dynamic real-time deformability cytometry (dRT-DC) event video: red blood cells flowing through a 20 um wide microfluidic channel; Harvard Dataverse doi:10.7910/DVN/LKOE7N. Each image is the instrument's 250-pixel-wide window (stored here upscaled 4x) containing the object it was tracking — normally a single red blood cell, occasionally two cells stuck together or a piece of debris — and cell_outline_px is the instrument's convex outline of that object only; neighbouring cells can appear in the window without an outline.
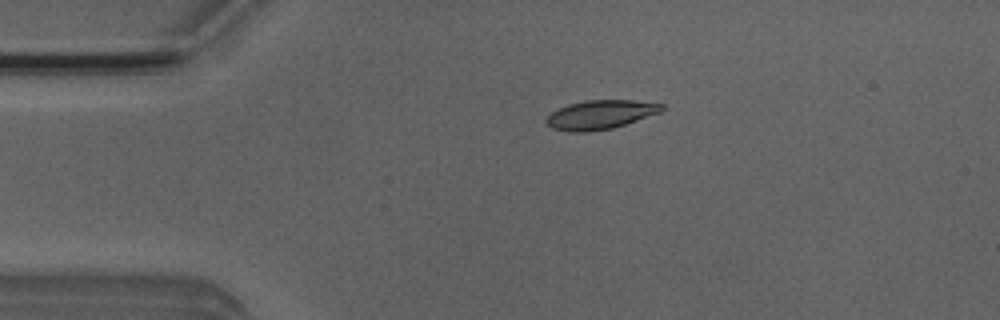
{"species": "Egyptian fruit bat (a non-hibernating species)", "species_latin": "Rousettus aegyptiacus", "temperature_condition": "room temperature", "stored_images_in_passage": 44, "camera_frame_rate_fps": 3000, "um_per_image_px": 0.085, "animal": {"sex": "male"}, "frame": {"image": 1, "passage_image": 3, "time_ms": 0.667, "image_size_px": [1000, 320], "cell_outline_px": [[664, 108], [660, 112], [612, 128], [588, 132], [572, 132], [552, 128], [544, 120], [552, 112], [568, 104], [584, 100], [632, 100], [664, 104]], "centroid_in_image_um": [51.01, 9.74], "position_along_channel_um": 34.0, "area_um2": 19.31}}
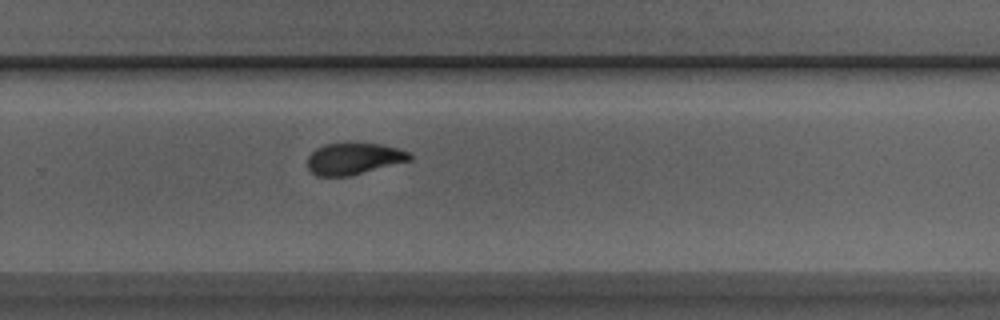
{"frame": {"image": 2, "passage_image": 26, "time_ms": 8.333, "image_size_px": [1000, 320], "cell_outline_px": [[412, 160], [352, 176], [316, 176], [308, 168], [308, 156], [316, 148], [324, 144], [348, 140], [380, 144], [400, 148], [408, 152], [412, 156]], "centroid_in_image_um": [30.08, 13.45], "position_along_channel_um": 299.7, "area_um2": 19.65}}
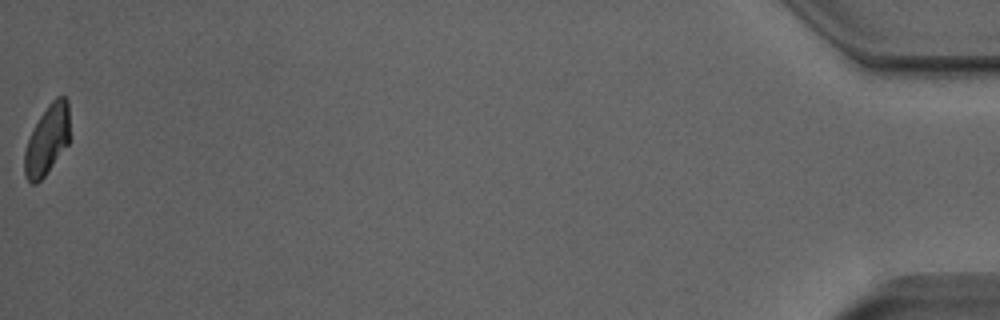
{"frame": {"image": 3, "passage_image": 44, "time_ms": 14.333, "image_size_px": [1000, 320], "cell_outline_px": [[68, 144], [44, 176], [36, 184], [32, 184], [24, 176], [24, 152], [28, 140], [40, 116], [48, 104], [56, 96], [64, 96], [68, 100]], "centroid_in_image_um": [3.99, 11.9], "position_along_channel_um": 431.2, "area_um2": 18.03}, "authors_computed_cell_mechanics": {"area_um2": 19.5075, "velocity_mm_per_s": 3.9647, "shape_relaxation_time_tau1_ms": 4.5639, "shape_relaxation_time_tau2_ms": 1.4929, "deformation_change_tau1": 0.1513, "deformation_change_tau2": 0.0558}}